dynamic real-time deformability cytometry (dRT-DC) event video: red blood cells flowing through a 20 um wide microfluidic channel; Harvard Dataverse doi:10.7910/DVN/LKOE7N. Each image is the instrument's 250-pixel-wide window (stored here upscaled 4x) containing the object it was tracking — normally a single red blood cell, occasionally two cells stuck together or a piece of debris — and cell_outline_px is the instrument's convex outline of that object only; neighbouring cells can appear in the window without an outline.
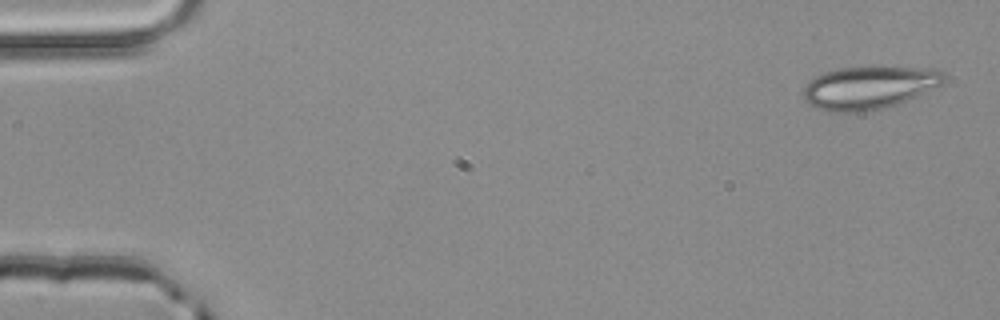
{"species": "common noctule bat (a hibernating species)", "species_latin": "Nyctalus noctula", "temperature_condition": "room temperature", "stored_images_in_passage": 4, "camera_frame_rate_fps": 3000, "um_per_image_px": 0.085, "animal": {"sex": "male", "body_mass_g": 20.4}, "frame": {"image": 1, "passage_image": 1, "time_ms": 0.0, "image_size_px": [1000, 320], "cell_outline_px": [[948, 76], [944, 84], [908, 100], [884, 108], [860, 112], [828, 112], [816, 108], [808, 104], [804, 100], [804, 88], [808, 80], [824, 72], [840, 68], [872, 64], [876, 64], [936, 68], [944, 72]], "centroid_in_image_um": [73.94, 7.39], "position_along_channel_um": 11.1, "area_um2": 36.65}}